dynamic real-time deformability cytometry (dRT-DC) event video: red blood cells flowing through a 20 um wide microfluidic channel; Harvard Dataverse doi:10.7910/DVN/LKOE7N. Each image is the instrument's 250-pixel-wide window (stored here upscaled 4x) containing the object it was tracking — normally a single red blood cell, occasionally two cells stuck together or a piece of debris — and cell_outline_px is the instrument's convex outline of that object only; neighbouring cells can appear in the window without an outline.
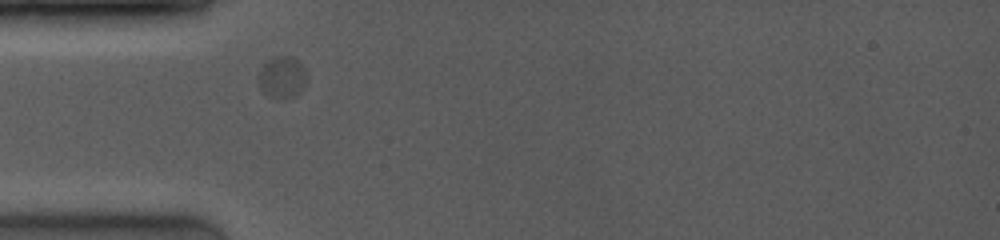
{"species": "common noctule bat (a hibernating species)", "species_latin": "Nyctalus noctula", "temperature_condition": "room temperature", "stored_images_in_passage": 21, "camera_frame_rate_fps": 4000, "um_per_image_px": 0.085, "animal": {"sex": "female", "body_mass_g": 19.0, "forearm_length_mm": 53.3}, "frame": {"image": 1, "passage_image": 1, "time_ms": 0.0, "image_size_px": [1000, 240], "cell_outline_px": [[308, 80], [300, 92], [292, 96], [272, 96], [264, 92], [260, 88], [260, 68], [272, 56], [292, 56], [304, 68]], "centroid_in_image_um": [24.01, 6.51], "position_along_channel_um": 61.0, "area_um2": 11.33}}
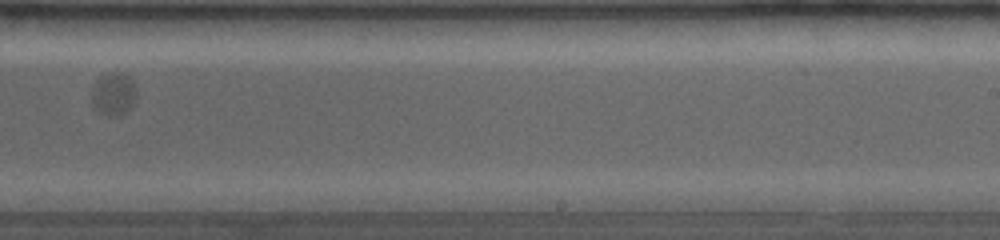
{"frame": {"image": 2, "passage_image": 12, "time_ms": 5.5, "image_size_px": [1000, 240], "cell_outline_px": [[136, 96], [132, 104], [120, 116], [116, 116], [100, 112], [92, 108], [92, 88], [96, 80], [112, 72], [124, 72], [132, 80], [136, 88]], "centroid_in_image_um": [9.64, 7.97], "position_along_channel_um": 279.4, "area_um2": 11.04}}
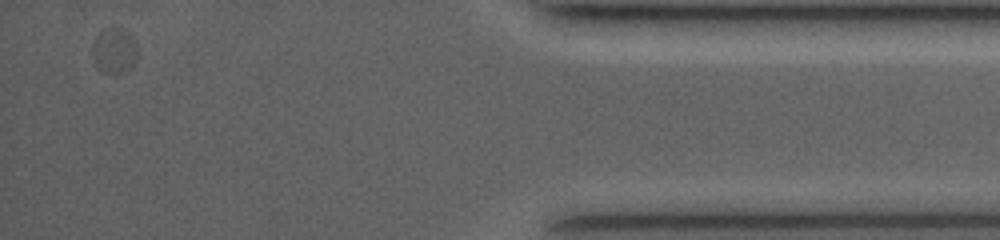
{"frame": {"image": 3, "passage_image": 21, "time_ms": 10.25, "image_size_px": [1000, 240], "cell_outline_px": [[136, 60], [124, 72], [104, 72], [96, 64], [92, 56], [92, 44], [100, 32], [104, 28], [124, 28], [132, 36], [136, 44]], "centroid_in_image_um": [9.71, 4.26], "position_along_channel_um": 425.5, "area_um2": 11.68}}